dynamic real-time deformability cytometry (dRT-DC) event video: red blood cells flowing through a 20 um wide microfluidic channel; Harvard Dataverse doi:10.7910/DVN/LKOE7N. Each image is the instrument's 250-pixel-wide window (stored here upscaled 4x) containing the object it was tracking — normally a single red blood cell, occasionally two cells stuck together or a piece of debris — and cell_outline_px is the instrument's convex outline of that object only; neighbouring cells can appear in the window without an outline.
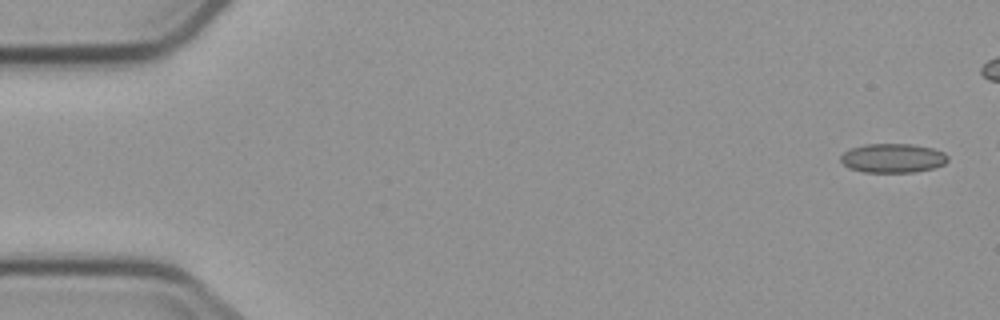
{"species": "common noctule bat (a hibernating species)", "species_latin": "Nyctalus noctula", "temperature_condition": "cold", "stored_images_in_passage": 5, "camera_frame_rate_fps": 3000, "um_per_image_px": 0.085, "animal": {"sex": "male", "body_mass_g": 23.1, "forearm_length_mm": 52.7}, "frame": {"image": 1, "passage_image": 1, "time_ms": 0.0, "image_size_px": [1000, 320], "cell_outline_px": [[948, 160], [944, 164], [932, 168], [912, 172], [864, 172], [848, 168], [840, 160], [840, 156], [844, 152], [852, 148], [864, 144], [912, 144], [932, 148], [944, 152], [948, 156]], "centroid_in_image_um": [75.88, 13.44], "position_along_channel_um": 9.1, "area_um2": 18.15}}